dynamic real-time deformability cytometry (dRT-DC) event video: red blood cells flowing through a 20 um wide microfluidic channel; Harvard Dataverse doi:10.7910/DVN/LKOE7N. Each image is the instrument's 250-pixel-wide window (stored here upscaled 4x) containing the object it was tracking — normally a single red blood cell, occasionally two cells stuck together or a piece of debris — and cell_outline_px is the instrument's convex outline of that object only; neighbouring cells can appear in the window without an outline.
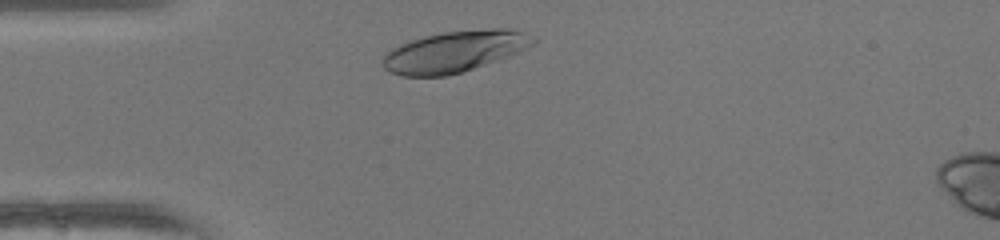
{"species": "human", "species_latin": "Homo sapiens", "temperature_condition": "warm", "stored_images_in_passage": 29, "camera_frame_rate_fps": 3000, "um_per_image_px": 0.085, "donor": {"sex": "female"}, "frame": {"image": 1, "passage_image": 3, "time_ms": 0.667, "image_size_px": [1000, 240], "cell_outline_px": [[540, 40], [508, 56], [448, 76], [404, 76], [392, 72], [384, 68], [380, 64], [384, 56], [392, 48], [400, 44], [424, 36], [444, 32], [496, 28], [508, 28], [520, 32]], "centroid_in_image_um": [38.59, 4.38], "position_along_channel_um": 46.4, "area_um2": 35.49}}
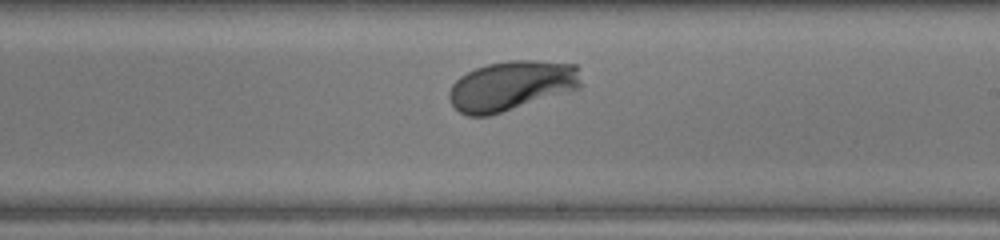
{"frame": {"image": 2, "passage_image": 19, "time_ms": 6.0, "image_size_px": [1000, 240], "cell_outline_px": [[584, 84], [580, 88], [572, 92], [488, 116], [468, 116], [460, 112], [452, 104], [448, 96], [448, 92], [452, 84], [460, 76], [476, 68], [488, 64], [508, 60], [532, 60], [576, 64]], "centroid_in_image_um": [43.52, 7.29], "position_along_channel_um": 245.5, "area_um2": 38.73}}
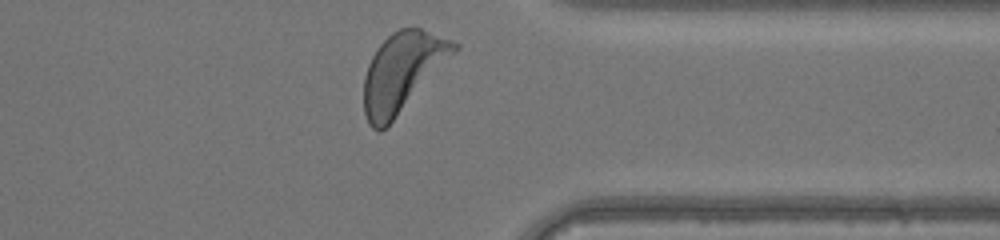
{"frame": {"image": 3, "passage_image": 29, "time_ms": 9.333, "image_size_px": [1000, 240], "cell_outline_px": [[460, 48], [392, 120], [380, 132], [376, 132], [368, 124], [364, 112], [364, 76], [368, 64], [376, 48], [392, 32], [400, 28], [420, 28], [452, 40], [460, 44]], "centroid_in_image_um": [34.18, 6.1], "position_along_channel_um": 377.2, "area_um2": 40.86}, "authors_computed_cell_mechanics": {"area_um2": 36.8186, "velocity_mm_per_s": 4.1111, "shape_relaxation_time_tau1_ms": 1.8875, "shape_relaxation_time_tau2_ms": null, "deformation_change_tau1": 0.1518, "deformation_change_tau2": null}}